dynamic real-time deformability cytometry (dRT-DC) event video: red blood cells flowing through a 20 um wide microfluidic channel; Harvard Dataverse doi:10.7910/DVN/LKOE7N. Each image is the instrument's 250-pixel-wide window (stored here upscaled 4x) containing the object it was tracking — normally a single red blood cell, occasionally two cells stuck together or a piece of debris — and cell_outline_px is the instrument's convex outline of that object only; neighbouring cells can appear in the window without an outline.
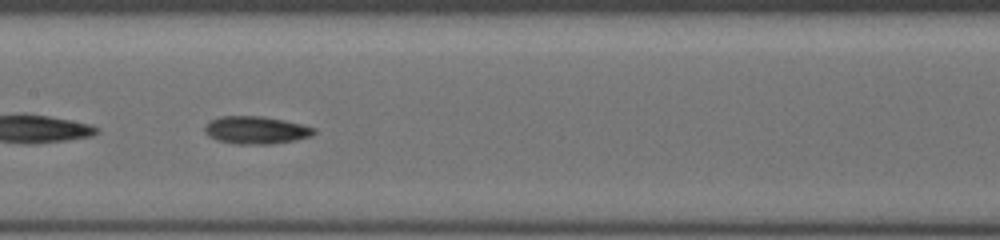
{"species": "common noctule bat (a hibernating species)", "species_latin": "Nyctalus noctula", "temperature_condition": "cold", "stored_images_in_passage": 29, "camera_frame_rate_fps": 3000, "um_per_image_px": 0.085, "animal": {"sex": "female", "body_mass_g": 19.5, "forearm_length_mm": 54.1}, "frame": {"image": 1, "passage_image": 9, "time_ms": 2.667, "image_size_px": [1000, 240], "cell_outline_px": [[316, 132], [312, 136], [296, 140], [268, 144], [236, 144], [216, 140], [208, 136], [204, 132], [204, 128], [212, 120], [220, 116], [264, 116], [284, 120], [316, 128]], "centroid_in_image_um": [21.77, 11.06], "position_along_channel_um": 185.6, "area_um2": 17.63}}
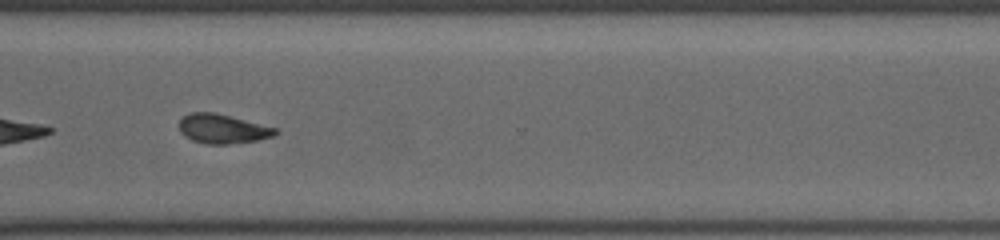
{"frame": {"image": 2, "passage_image": 21, "time_ms": 6.667, "image_size_px": [1000, 240], "cell_outline_px": [[276, 132], [272, 136], [256, 140], [228, 144], [208, 144], [192, 140], [184, 136], [180, 132], [180, 120], [184, 116], [192, 112], [216, 112], [276, 128]], "centroid_in_image_um": [18.87, 10.94], "position_along_channel_um": 351.7, "area_um2": 16.18}}